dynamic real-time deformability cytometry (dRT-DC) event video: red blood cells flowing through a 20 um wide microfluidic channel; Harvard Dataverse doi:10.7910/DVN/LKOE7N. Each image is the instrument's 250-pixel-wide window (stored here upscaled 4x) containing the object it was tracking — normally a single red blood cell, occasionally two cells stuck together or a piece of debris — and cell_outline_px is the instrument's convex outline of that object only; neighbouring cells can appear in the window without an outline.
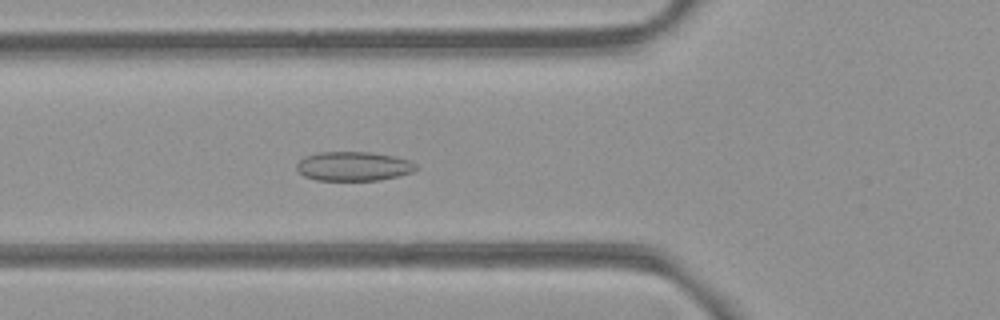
{"species": "common noctule bat (a hibernating species)", "species_latin": "Nyctalus noctula", "temperature_condition": "room temperature", "stored_images_in_passage": 37, "camera_frame_rate_fps": 3000, "um_per_image_px": 0.085, "animal": {"sex": "female", "body_mass_g": 21.9}, "frame": {"image": 1, "passage_image": 3, "time_ms": 0.667, "image_size_px": [1000, 320], "cell_outline_px": [[416, 168], [412, 172], [380, 180], [316, 180], [304, 176], [296, 168], [296, 164], [304, 156], [320, 152], [372, 152], [396, 156], [412, 160], [416, 164]], "centroid_in_image_um": [30.06, 14.12], "position_along_channel_um": 95.7, "area_um2": 20.4}}
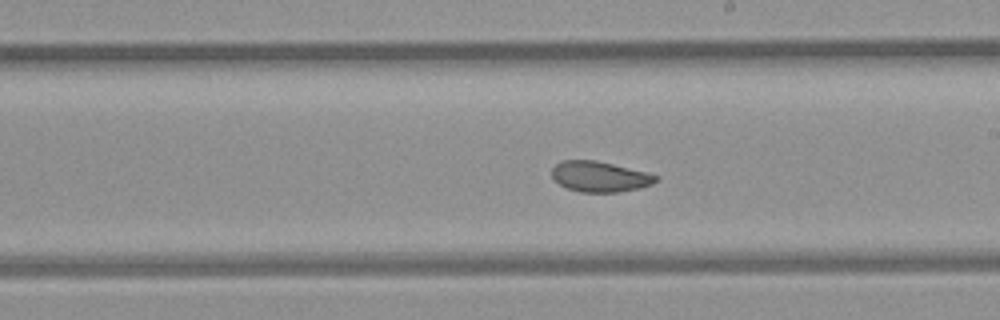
{"frame": {"image": 2, "passage_image": 14, "time_ms": 4.333, "image_size_px": [1000, 320], "cell_outline_px": [[660, 180], [652, 184], [640, 188], [620, 192], [580, 192], [568, 188], [552, 180], [552, 168], [560, 160], [596, 160], [648, 172], [660, 176]], "centroid_in_image_um": [51.01, 15.01], "position_along_channel_um": 238.0, "area_um2": 18.79}}
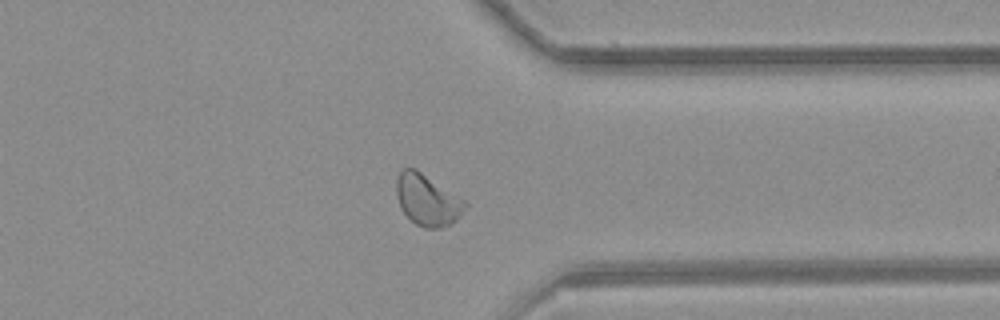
{"frame": {"image": 3, "passage_image": 25, "time_ms": 8.0, "image_size_px": [1000, 320], "cell_outline_px": [[468, 204], [460, 216], [456, 220], [440, 228], [424, 228], [416, 224], [400, 208], [396, 192], [396, 176], [400, 168], [416, 168], [468, 200]], "centroid_in_image_um": [36.34, 16.95], "position_along_channel_um": 375.1, "area_um2": 20.98}, "authors_computed_cell_mechanics": {"area_um2": 19.4786, "velocity_mm_per_s": 3.8641, "shape_relaxation_time_tau1_ms": null, "shape_relaxation_time_tau2_ms": 1.4152, "deformation_change_tau1": null, "deformation_change_tau2": 0.0554}}